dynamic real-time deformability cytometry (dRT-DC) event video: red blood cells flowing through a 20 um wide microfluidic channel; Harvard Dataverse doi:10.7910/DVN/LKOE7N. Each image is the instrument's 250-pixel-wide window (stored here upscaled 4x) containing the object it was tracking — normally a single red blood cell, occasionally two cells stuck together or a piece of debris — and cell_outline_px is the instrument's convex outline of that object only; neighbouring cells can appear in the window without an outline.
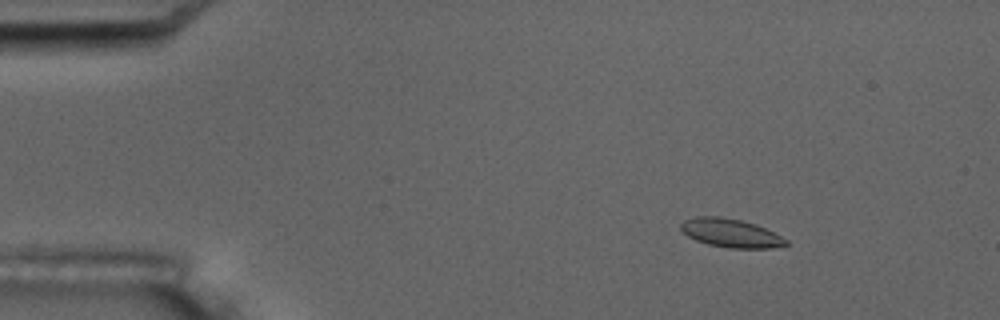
{"species": "common noctule bat (a hibernating species)", "species_latin": "Nyctalus noctula", "temperature_condition": "room temperature", "stored_images_in_passage": 12, "camera_frame_rate_fps": 3000, "um_per_image_px": 0.085, "animal": {"sex": "male", "body_mass_g": 17.5, "forearm_length_mm": 52.3}, "frame": {"image": 1, "passage_image": 3, "time_ms": 2.333, "image_size_px": [1000, 320], "cell_outline_px": [[788, 244], [772, 248], [732, 248], [708, 244], [696, 240], [688, 236], [680, 228], [680, 224], [684, 220], [696, 216], [720, 216], [740, 220], [756, 224], [788, 240]], "centroid_in_image_um": [62.09, 19.8], "position_along_channel_um": 22.9, "area_um2": 17.34}}
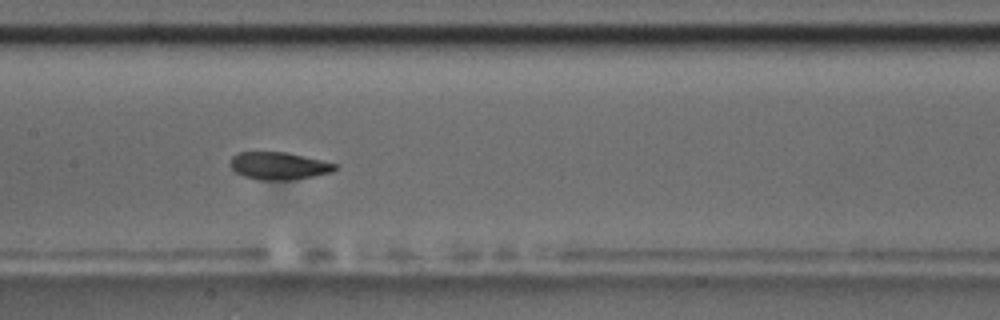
{"frame": {"image": 2, "passage_image": 9, "time_ms": 9.333, "image_size_px": [1000, 320], "cell_outline_px": [[340, 168], [332, 172], [296, 180], [260, 180], [244, 176], [236, 172], [228, 164], [232, 156], [236, 152], [288, 152], [340, 164]], "centroid_in_image_um": [23.75, 14.09], "position_along_channel_um": 183.7, "area_um2": 17.22}}